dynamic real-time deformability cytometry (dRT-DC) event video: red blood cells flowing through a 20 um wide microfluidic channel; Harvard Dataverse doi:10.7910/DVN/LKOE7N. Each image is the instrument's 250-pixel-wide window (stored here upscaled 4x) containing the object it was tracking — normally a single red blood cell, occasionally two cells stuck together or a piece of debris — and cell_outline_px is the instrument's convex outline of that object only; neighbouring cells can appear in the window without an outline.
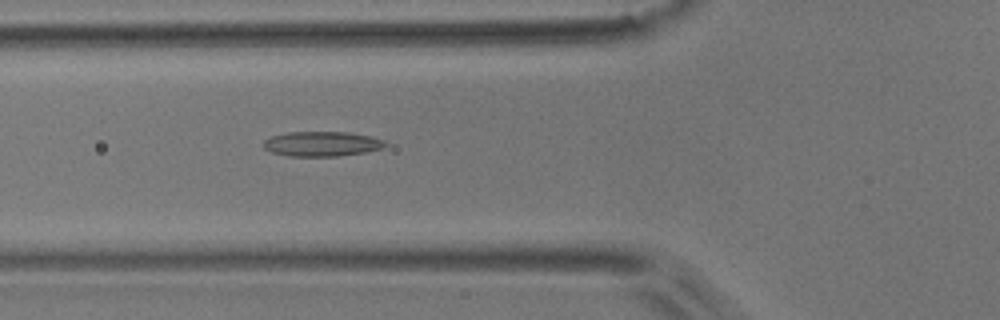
{"species": "common noctule bat (a hibernating species)", "species_latin": "Nyctalus noctula", "temperature_condition": "room temperature", "stored_images_in_passage": 4, "camera_frame_rate_fps": 3000, "um_per_image_px": 0.085, "animal": {"sex": "male", "body_mass_g": 17.9}, "frame": {"image": 1, "passage_image": 4, "time_ms": 1.0, "image_size_px": [1000, 320], "cell_outline_px": [[388, 144], [380, 148], [364, 152], [340, 156], [288, 156], [272, 152], [264, 148], [260, 144], [264, 140], [272, 136], [288, 132], [348, 132], [368, 136], [384, 140]], "centroid_in_image_um": [27.3, 12.23], "position_along_channel_um": 98.5, "area_um2": 17.57}}